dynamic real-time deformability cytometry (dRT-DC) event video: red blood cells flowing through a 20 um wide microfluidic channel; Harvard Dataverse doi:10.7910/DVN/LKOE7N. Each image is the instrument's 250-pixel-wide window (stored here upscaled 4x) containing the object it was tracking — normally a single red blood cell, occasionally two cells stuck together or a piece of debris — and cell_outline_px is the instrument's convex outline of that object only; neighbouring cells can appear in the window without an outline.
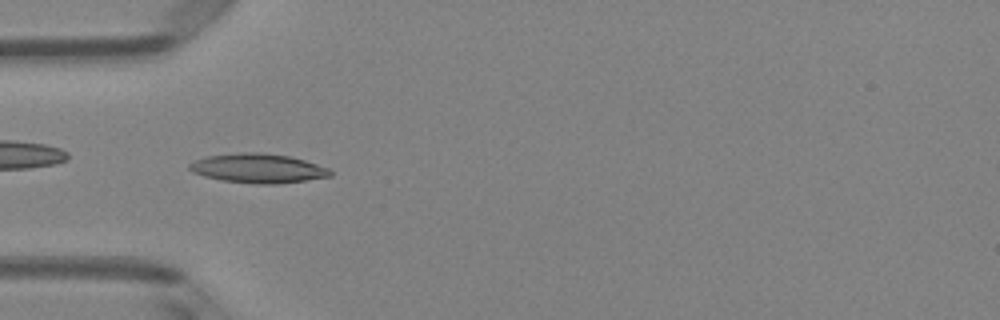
{"species": "Egyptian fruit bat (a non-hibernating species)", "species_latin": "Rousettus aegyptiacus", "temperature_condition": "room temperature", "stored_images_in_passage": 36, "camera_frame_rate_fps": 3000, "um_per_image_px": 0.085, "animal": {"sex": "female"}, "frame": {"image": 1, "passage_image": 2, "time_ms": 0.333, "image_size_px": [1000, 320], "cell_outline_px": [[332, 176], [280, 184], [260, 184], [220, 180], [204, 176], [192, 172], [188, 168], [188, 164], [196, 160], [208, 156], [240, 152], [260, 152], [288, 156], [304, 160], [328, 168], [332, 172]], "centroid_in_image_um": [21.92, 14.31], "position_along_channel_um": 63.1, "area_um2": 23.99}}
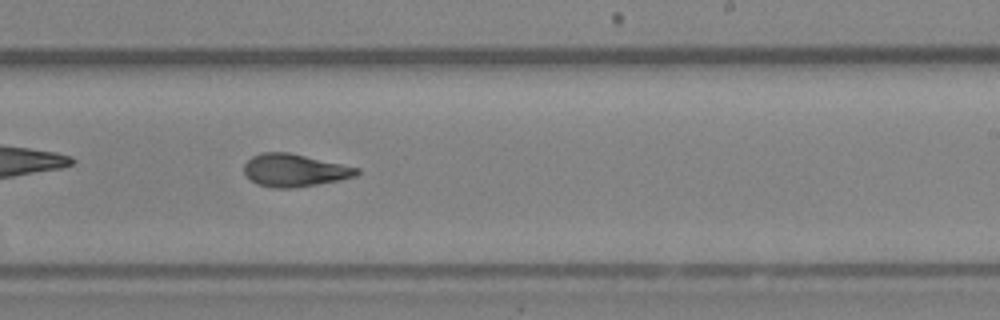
{"frame": {"image": 2, "passage_image": 17, "time_ms": 5.333, "image_size_px": [1000, 320], "cell_outline_px": [[360, 172], [356, 176], [340, 180], [292, 188], [272, 188], [256, 184], [244, 172], [244, 164], [252, 156], [260, 152], [288, 152], [360, 168]], "centroid_in_image_um": [25.03, 14.47], "position_along_channel_um": 264.0, "area_um2": 21.39}}
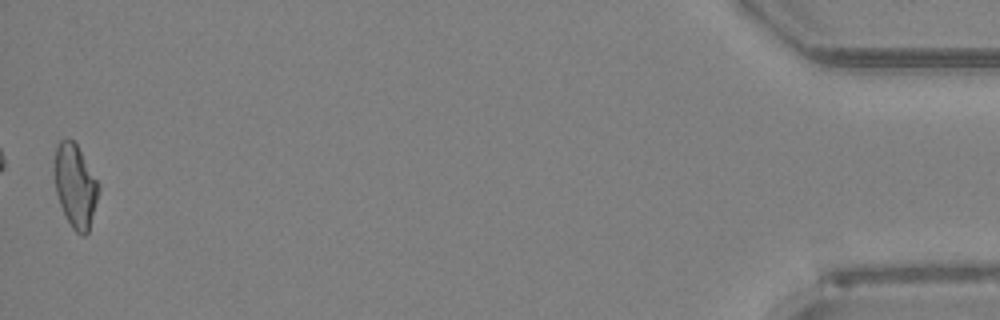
{"frame": {"image": 3, "passage_image": 36, "time_ms": 11.667, "image_size_px": [1000, 320], "cell_outline_px": [[100, 188], [88, 232], [84, 236], [80, 236], [72, 228], [60, 204], [56, 192], [56, 148], [60, 140], [72, 140], [76, 144], [100, 184]], "centroid_in_image_um": [6.44, 15.84], "position_along_channel_um": 428.8, "area_um2": 20.81}, "authors_computed_cell_mechanics": {"area_um2": 21.386, "velocity_mm_per_s": 4.0586, "shape_relaxation_time_tau1_ms": 6.3047, "shape_relaxation_time_tau2_ms": 2.3096, "deformation_change_tau1": 0.1935, "deformation_change_tau2": 0.0915}}